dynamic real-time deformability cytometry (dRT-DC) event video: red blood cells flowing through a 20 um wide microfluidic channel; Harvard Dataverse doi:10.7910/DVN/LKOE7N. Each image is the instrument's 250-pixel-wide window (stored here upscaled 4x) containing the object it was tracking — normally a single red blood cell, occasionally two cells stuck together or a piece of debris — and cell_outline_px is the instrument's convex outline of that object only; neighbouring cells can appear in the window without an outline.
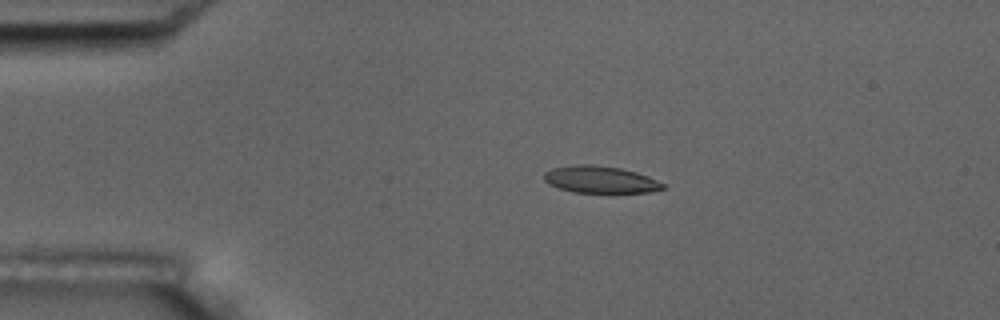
{"species": "common noctule bat (a hibernating species)", "species_latin": "Nyctalus noctula", "temperature_condition": "room temperature", "stored_images_in_passage": 10, "camera_frame_rate_fps": 3000, "um_per_image_px": 0.085, "animal": {"sex": "male", "body_mass_g": 17.5, "forearm_length_mm": 52.3}, "frame": {"image": 1, "passage_image": 4, "time_ms": 3.667, "image_size_px": [1000, 320], "cell_outline_px": [[668, 188], [648, 192], [572, 192], [548, 184], [544, 180], [544, 172], [552, 168], [572, 164], [592, 164], [620, 168], [636, 172], [648, 176], [668, 184]], "centroid_in_image_um": [51.05, 15.25], "position_along_channel_um": 33.9, "area_um2": 18.9}}
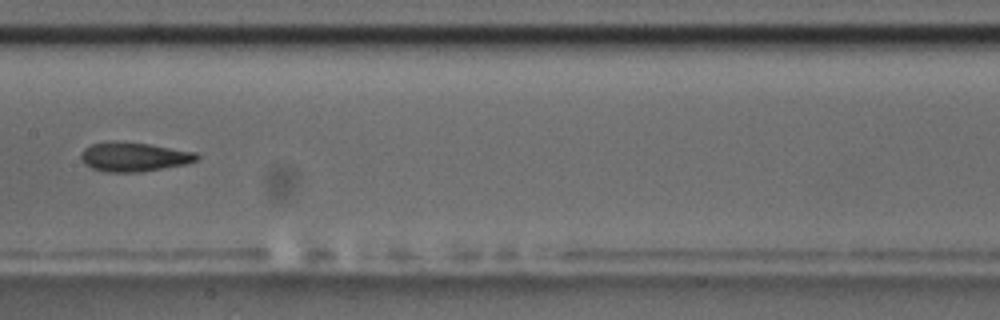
{"frame": {"image": 2, "passage_image": 9, "time_ms": 9.333, "image_size_px": [1000, 320], "cell_outline_px": [[200, 156], [196, 160], [184, 164], [140, 172], [104, 172], [92, 168], [84, 164], [80, 156], [84, 148], [92, 144], [112, 140], [116, 140], [148, 144], [196, 152]], "centroid_in_image_um": [11.34, 13.32], "position_along_channel_um": 196.1, "area_um2": 19.71}}
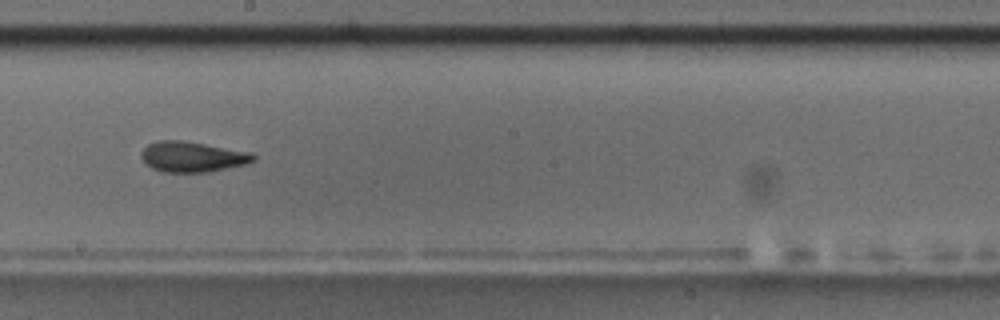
{"frame": {"image": 3, "passage_image": 10, "time_ms": 10.333, "image_size_px": [1000, 320], "cell_outline_px": [[256, 160], [244, 164], [208, 172], [164, 172], [152, 168], [144, 164], [140, 156], [140, 152], [148, 144], [156, 140], [184, 140], [252, 152], [256, 156]], "centroid_in_image_um": [16.32, 13.31], "position_along_channel_um": 231.9, "area_um2": 20.11}}